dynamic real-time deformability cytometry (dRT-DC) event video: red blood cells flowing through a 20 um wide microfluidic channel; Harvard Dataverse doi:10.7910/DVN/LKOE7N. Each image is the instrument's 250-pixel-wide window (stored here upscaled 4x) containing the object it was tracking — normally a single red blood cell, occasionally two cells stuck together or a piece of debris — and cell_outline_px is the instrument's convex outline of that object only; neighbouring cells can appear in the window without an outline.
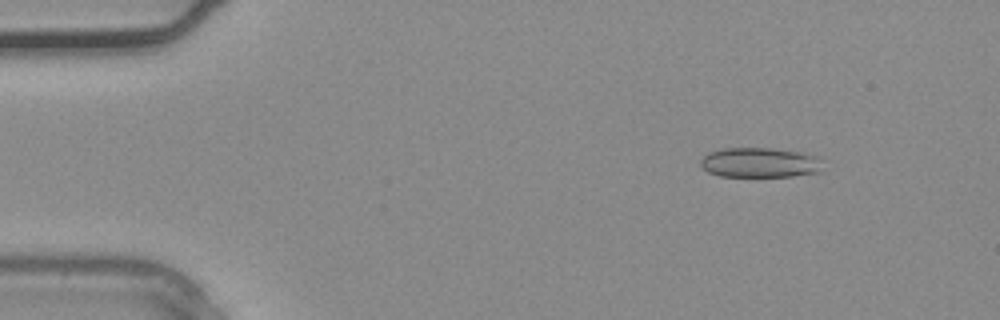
{"species": "common noctule bat (a hibernating species)", "species_latin": "Nyctalus noctula", "temperature_condition": "warm", "stored_images_in_passage": 37, "camera_frame_rate_fps": 3000, "um_per_image_px": 0.085, "animal": {"sex": "male", "body_mass_g": 20.4}, "frame": {"image": 1, "passage_image": 5, "time_ms": 1.333, "image_size_px": [1000, 320], "cell_outline_px": [[820, 172], [792, 176], [720, 176], [708, 172], [700, 164], [700, 160], [708, 152], [724, 148], [772, 148], [804, 152], [820, 156]], "centroid_in_image_um": [64.6, 13.81], "position_along_channel_um": 20.4, "area_um2": 21.39}}
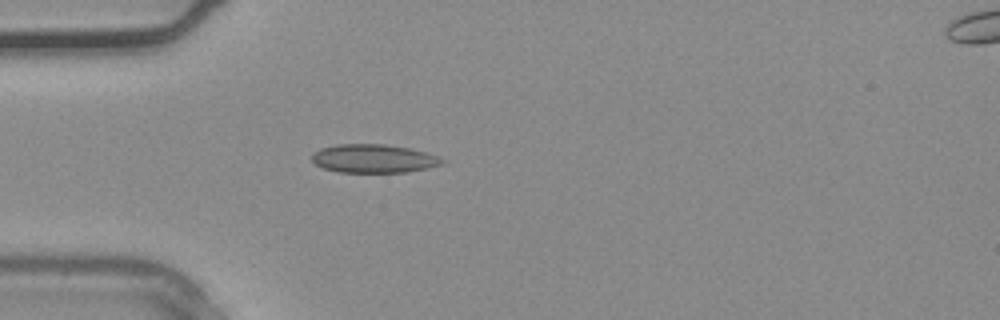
{"frame": {"image": 2, "passage_image": 11, "time_ms": 3.333, "image_size_px": [1000, 320], "cell_outline_px": [[448, 160], [444, 164], [408, 172], [336, 172], [324, 168], [316, 164], [312, 160], [312, 152], [320, 148], [336, 144], [384, 144], [408, 148], [424, 152]], "centroid_in_image_um": [31.75, 13.48], "position_along_channel_um": 53.3, "area_um2": 21.68}}
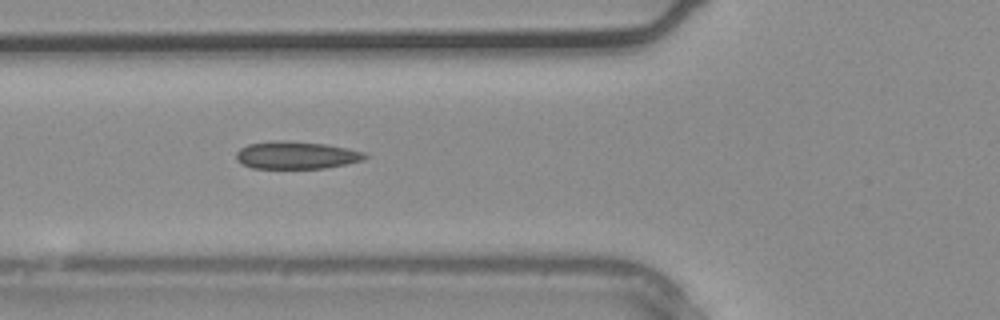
{"frame": {"image": 3, "passage_image": 14, "time_ms": 4.333, "image_size_px": [1000, 320], "cell_outline_px": [[368, 156], [364, 160], [324, 168], [252, 168], [240, 164], [236, 160], [236, 152], [240, 148], [248, 144], [276, 140], [284, 140], [324, 144], [348, 148], [364, 152]], "centroid_in_image_um": [25.15, 13.19], "position_along_channel_um": 100.7, "area_um2": 20.69}}